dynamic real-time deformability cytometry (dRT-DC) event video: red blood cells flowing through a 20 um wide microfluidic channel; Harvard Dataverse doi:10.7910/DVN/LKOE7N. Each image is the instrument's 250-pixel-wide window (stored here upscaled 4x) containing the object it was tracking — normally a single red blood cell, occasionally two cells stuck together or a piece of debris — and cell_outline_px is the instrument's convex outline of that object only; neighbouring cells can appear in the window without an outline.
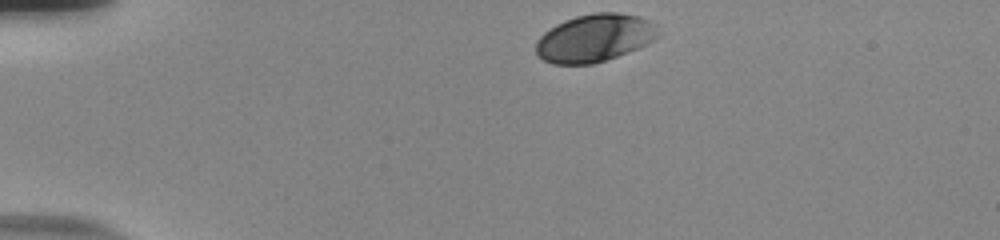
{"species": "human", "species_latin": "Homo sapiens", "temperature_condition": "room temperature", "stored_images_in_passage": 36, "camera_frame_rate_fps": 3000, "um_per_image_px": 0.085, "donor": {"sex": "male"}, "frame": {"image": 1, "passage_image": 1, "time_ms": 0.0, "image_size_px": [1000, 240], "cell_outline_px": [[660, 36], [648, 44], [628, 52], [592, 64], [552, 64], [536, 56], [536, 40], [544, 32], [556, 24], [564, 20], [576, 16], [596, 12], [616, 12], [640, 16], [652, 20], [656, 24]], "centroid_in_image_um": [50.56, 3.22], "position_along_channel_um": 34.4, "area_um2": 34.33}}
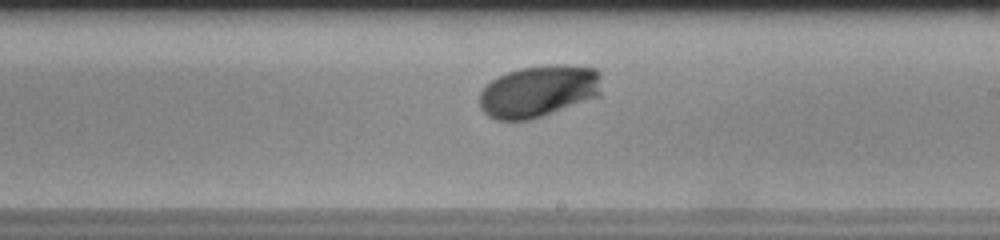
{"frame": {"image": 2, "passage_image": 23, "time_ms": 7.333, "image_size_px": [1000, 240], "cell_outline_px": [[600, 96], [544, 116], [528, 120], [496, 120], [488, 116], [480, 108], [480, 92], [496, 76], [520, 68], [552, 64], [564, 64], [596, 68], [600, 72]], "centroid_in_image_um": [45.8, 7.75], "position_along_channel_um": 243.2, "area_um2": 37.28}}
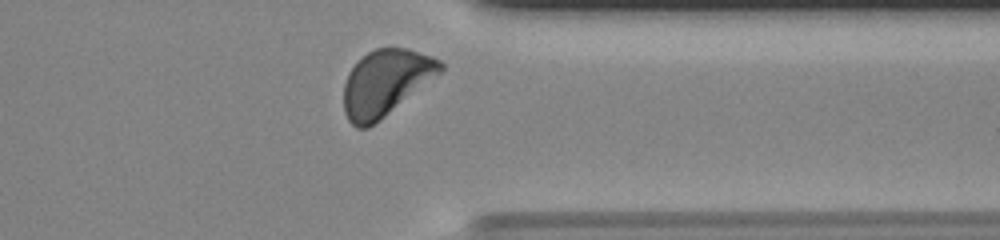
{"frame": {"image": 3, "passage_image": 34, "time_ms": 11.0, "image_size_px": [1000, 240], "cell_outline_px": [[444, 68], [440, 72], [380, 120], [368, 128], [356, 128], [348, 120], [344, 112], [344, 84], [348, 72], [368, 52], [376, 48], [408, 48], [432, 56], [440, 60], [444, 64]], "centroid_in_image_um": [32.76, 7.03], "position_along_channel_um": 378.6, "area_um2": 36.65}, "authors_computed_cell_mechanics": {"area_um2": 35.1135, "velocity_mm_per_s": 3.7397, "shape_relaxation_time_tau1_ms": 1.8933, "shape_relaxation_time_tau2_ms": null, "deformation_change_tau1": 0.1201, "deformation_change_tau2": null}}